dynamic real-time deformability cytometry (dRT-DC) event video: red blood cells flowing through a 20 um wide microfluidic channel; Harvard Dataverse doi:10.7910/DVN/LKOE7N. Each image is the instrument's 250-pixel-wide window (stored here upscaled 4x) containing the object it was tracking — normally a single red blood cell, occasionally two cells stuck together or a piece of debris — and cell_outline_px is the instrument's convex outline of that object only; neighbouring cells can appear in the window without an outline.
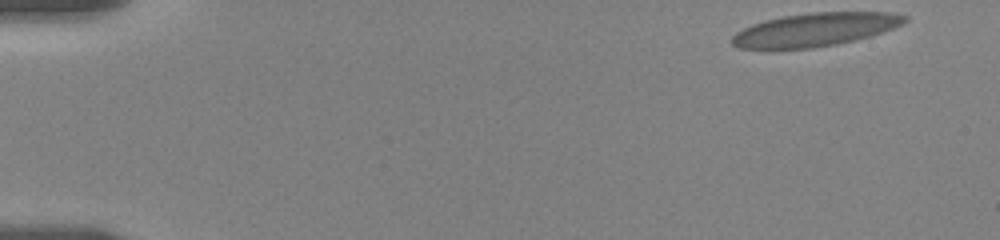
{"species": "human", "species_latin": "Homo sapiens", "temperature_condition": "room temperature", "stored_images_in_passage": 57, "camera_frame_rate_fps": 3000, "um_per_image_px": 0.085, "donor": {"sex": "female"}, "frame": {"image": 1, "passage_image": 1, "time_ms": 0.0, "image_size_px": [1000, 240], "cell_outline_px": [[908, 20], [892, 28], [856, 40], [836, 44], [812, 48], [740, 48], [732, 44], [732, 36], [736, 32], [752, 24], [764, 20], [784, 16], [812, 12], [888, 12], [908, 16]], "centroid_in_image_um": [69.27, 2.51], "position_along_channel_um": 15.7, "area_um2": 33.12}}
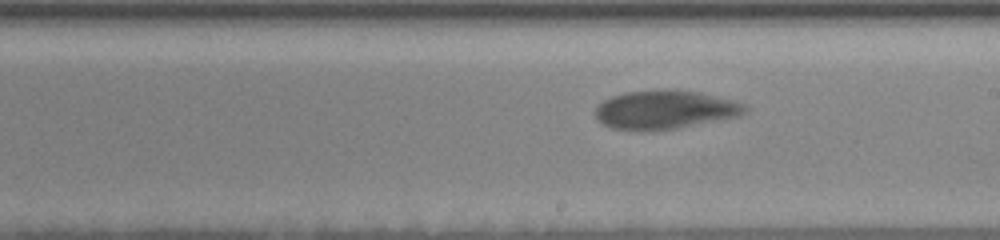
{"frame": {"image": 2, "passage_image": 32, "time_ms": 10.333, "image_size_px": [1000, 240], "cell_outline_px": [[748, 112], [740, 116], [676, 128], [612, 128], [596, 120], [596, 108], [604, 100], [612, 96], [624, 92], [660, 88], [700, 92], [720, 96], [748, 104]], "centroid_in_image_um": [56.61, 9.27], "position_along_channel_um": 232.4, "area_um2": 33.47}}
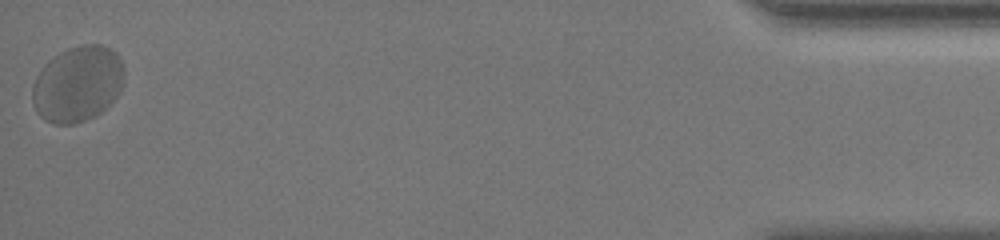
{"frame": {"image": 3, "passage_image": 57, "time_ms": 18.667, "image_size_px": [1000, 240], "cell_outline_px": [[124, 84], [120, 92], [96, 116], [72, 124], [52, 124], [44, 120], [36, 112], [32, 104], [32, 84], [36, 76], [44, 64], [60, 52], [68, 48], [80, 44], [100, 44], [112, 48], [116, 52], [124, 68]], "centroid_in_image_um": [6.59, 7.13], "position_along_channel_um": 428.6, "area_um2": 40.98}, "authors_computed_cell_mechanics": {"area_um2": 33.7552, "velocity_mm_per_s": 3.3425, "shape_relaxation_time_tau1_ms": 4.0226, "shape_relaxation_time_tau2_ms": 3.9466, "deformation_change_tau1": 0.1327, "deformation_change_tau2": null}}